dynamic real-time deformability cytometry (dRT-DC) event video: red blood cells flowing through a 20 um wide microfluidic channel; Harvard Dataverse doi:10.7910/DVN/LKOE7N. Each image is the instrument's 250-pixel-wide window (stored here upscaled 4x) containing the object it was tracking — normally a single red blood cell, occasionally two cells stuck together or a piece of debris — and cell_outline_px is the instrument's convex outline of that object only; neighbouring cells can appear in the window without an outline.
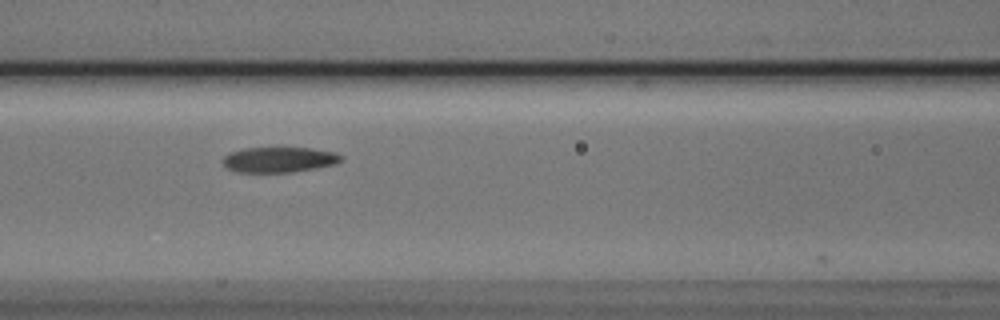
{"species": "Egyptian fruit bat (a non-hibernating species)", "species_latin": "Rousettus aegyptiacus", "temperature_condition": "cold", "stored_images_in_passage": 10, "camera_frame_rate_fps": 3000, "um_per_image_px": 0.085, "animal": {"sex": "male"}, "frame": {"image": 1, "passage_image": 4, "time_ms": 1.0, "image_size_px": [1000, 320], "cell_outline_px": [[344, 160], [336, 164], [316, 168], [292, 172], [236, 172], [228, 168], [220, 160], [224, 156], [232, 152], [244, 148], [308, 148], [336, 152], [344, 156]], "centroid_in_image_um": [23.76, 13.57], "position_along_channel_um": 142.8, "area_um2": 17.57}}
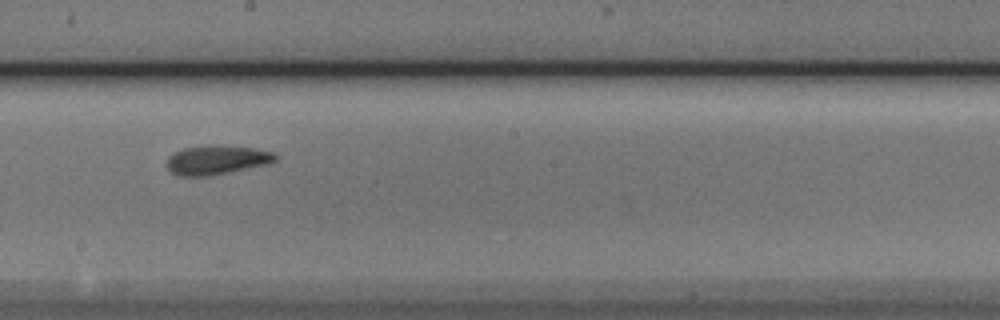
{"frame": {"image": 2, "passage_image": 6, "time_ms": 1.667, "image_size_px": [1000, 320], "cell_outline_px": [[276, 160], [268, 164], [208, 176], [180, 176], [172, 172], [168, 168], [168, 156], [172, 152], [184, 148], [208, 144], [212, 144], [252, 148], [272, 152], [276, 156]], "centroid_in_image_um": [18.38, 13.58], "position_along_channel_um": 229.8, "area_um2": 18.38}}
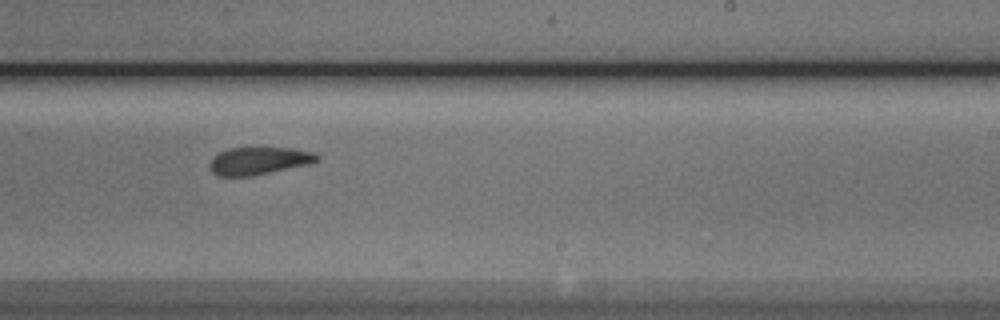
{"frame": {"image": 3, "passage_image": 7, "time_ms": 2.0, "image_size_px": [1000, 320], "cell_outline_px": [[320, 160], [308, 164], [252, 176], [220, 176], [212, 172], [212, 156], [228, 148], [296, 148], [312, 152], [320, 156]], "centroid_in_image_um": [22.04, 13.66], "position_along_channel_um": 267.0, "area_um2": 17.05}}